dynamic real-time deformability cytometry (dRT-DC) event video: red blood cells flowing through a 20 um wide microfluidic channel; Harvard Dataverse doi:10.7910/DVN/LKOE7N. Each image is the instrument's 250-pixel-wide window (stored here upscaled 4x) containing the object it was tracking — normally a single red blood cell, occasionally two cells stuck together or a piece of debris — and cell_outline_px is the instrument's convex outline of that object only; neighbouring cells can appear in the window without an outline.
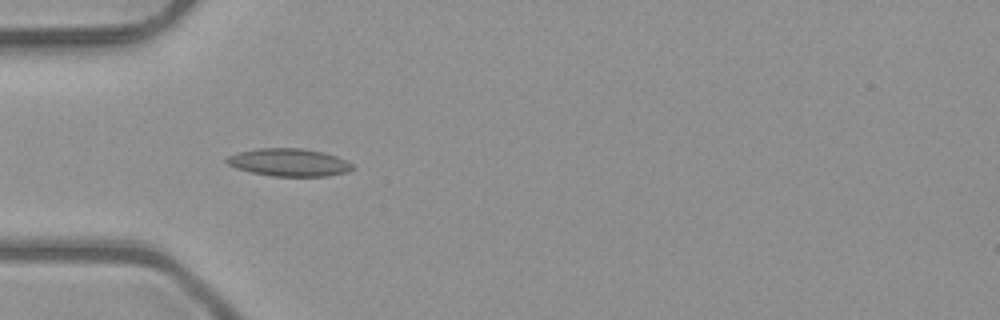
{"species": "common noctule bat (a hibernating species)", "species_latin": "Nyctalus noctula", "temperature_condition": "room temperature", "stored_images_in_passage": 7, "camera_frame_rate_fps": 3000, "um_per_image_px": 0.085, "animal": {"sex": "male", "body_mass_g": 23.1, "forearm_length_mm": 52.7}, "frame": {"image": 1, "passage_image": 5, "time_ms": 1.333, "image_size_px": [1000, 320], "cell_outline_px": [[352, 168], [348, 172], [328, 176], [272, 176], [252, 172], [236, 168], [228, 164], [224, 160], [228, 156], [236, 152], [256, 148], [304, 148], [324, 152], [336, 156], [352, 164]], "centroid_in_image_um": [24.53, 13.79], "position_along_channel_um": 60.5, "area_um2": 20.35}}
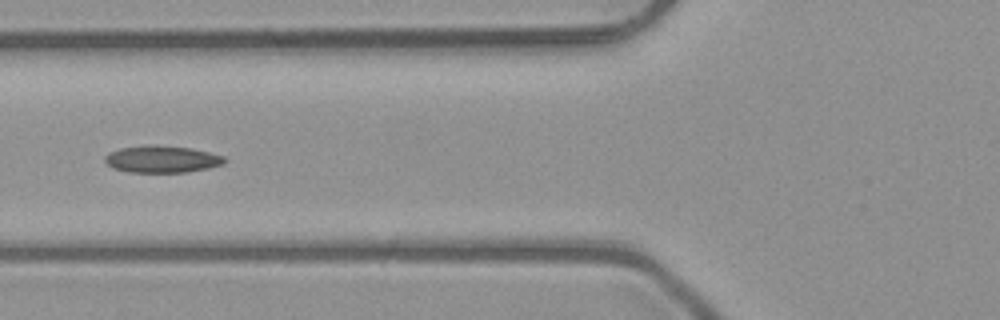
{"frame": {"image": 2, "passage_image": 6, "time_ms": 1.667, "image_size_px": [1000, 320], "cell_outline_px": [[228, 160], [224, 164], [208, 168], [184, 172], [128, 172], [112, 168], [104, 160], [104, 156], [108, 152], [120, 148], [156, 144], [192, 148], [224, 156]], "centroid_in_image_um": [13.76, 13.52], "position_along_channel_um": 112.0, "area_um2": 18.96}}
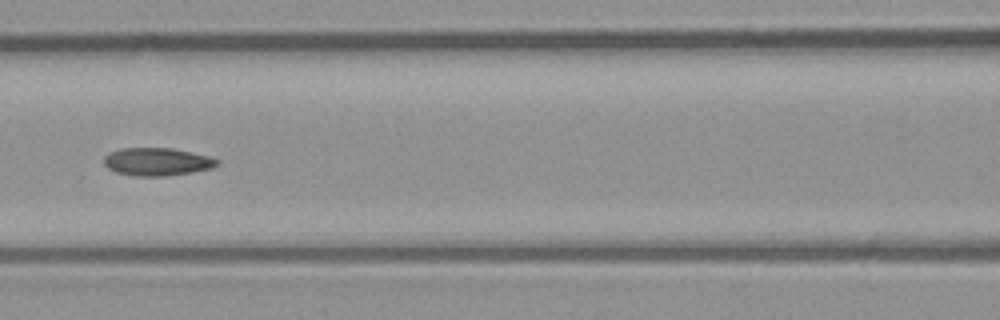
{"frame": {"image": 3, "passage_image": 7, "time_ms": 2.0, "image_size_px": [1000, 320], "cell_outline_px": [[220, 164], [212, 168], [192, 172], [164, 176], [136, 176], [116, 172], [108, 168], [104, 164], [104, 156], [108, 152], [120, 148], [172, 148], [192, 152], [208, 156], [220, 160]], "centroid_in_image_um": [13.35, 13.74], "position_along_channel_um": 153.2, "area_um2": 18.5}}